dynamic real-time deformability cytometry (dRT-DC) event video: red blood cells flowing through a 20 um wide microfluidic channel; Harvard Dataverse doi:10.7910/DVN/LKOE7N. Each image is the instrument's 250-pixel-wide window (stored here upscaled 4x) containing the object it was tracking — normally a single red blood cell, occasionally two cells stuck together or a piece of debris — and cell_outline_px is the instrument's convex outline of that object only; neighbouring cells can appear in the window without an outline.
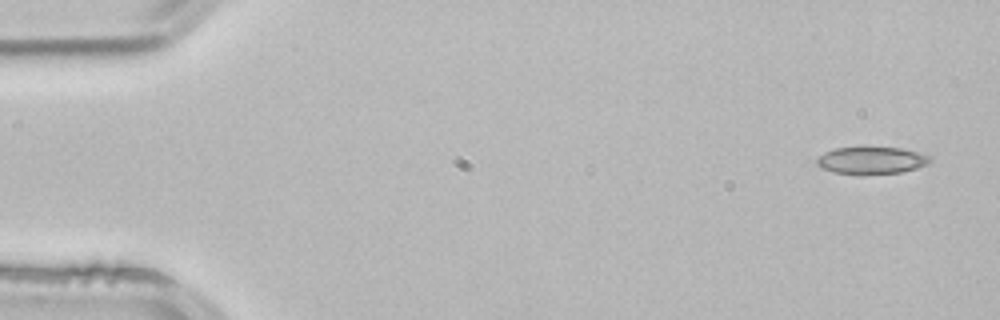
{"species": "common noctule bat (a hibernating species)", "species_latin": "Nyctalus noctula", "temperature_condition": "room temperature", "stored_images_in_passage": 4, "camera_frame_rate_fps": 3000, "um_per_image_px": 0.085, "animal": {"sex": "male", "body_mass_g": 21.5, "forearm_length_mm": 52.0}, "frame": {"image": 1, "passage_image": 1, "time_ms": 0.0, "image_size_px": [1000, 320], "cell_outline_px": [[932, 160], [928, 164], [916, 168], [900, 172], [860, 176], [832, 172], [820, 168], [816, 164], [816, 160], [824, 152], [836, 148], [900, 148], [932, 156]], "centroid_in_image_um": [74.05, 13.67], "position_along_channel_um": 11.0, "area_um2": 18.15}}
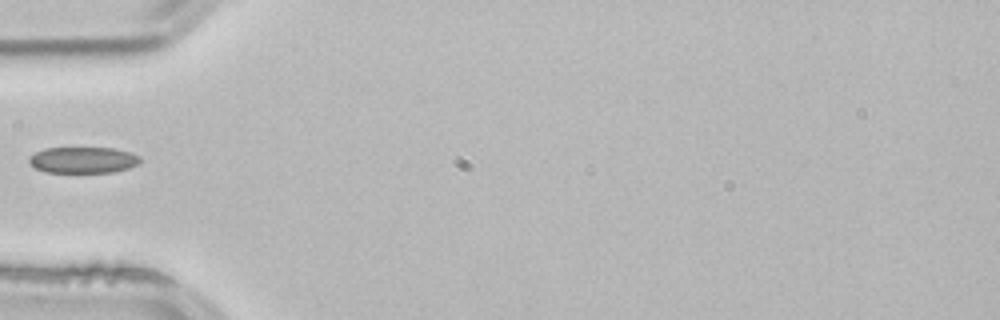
{"frame": {"image": 2, "passage_image": 4, "time_ms": 1.0, "image_size_px": [1000, 320], "cell_outline_px": [[140, 160], [136, 164], [128, 168], [112, 172], [44, 172], [28, 164], [28, 156], [44, 148], [116, 148], [140, 156]], "centroid_in_image_um": [7.0, 13.59], "position_along_channel_um": 78.0, "area_um2": 16.94}}